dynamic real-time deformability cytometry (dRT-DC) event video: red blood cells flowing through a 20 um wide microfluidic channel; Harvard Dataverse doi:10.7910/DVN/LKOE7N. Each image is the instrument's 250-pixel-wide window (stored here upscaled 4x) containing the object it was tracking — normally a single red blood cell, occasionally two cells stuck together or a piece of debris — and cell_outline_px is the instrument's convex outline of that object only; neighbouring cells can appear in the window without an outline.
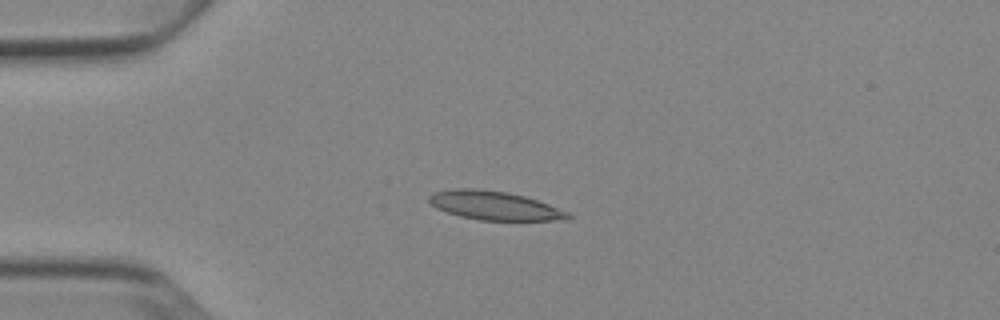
{"species": "Egyptian fruit bat (a non-hibernating species)", "species_latin": "Rousettus aegyptiacus", "temperature_condition": "cold", "stored_images_in_passage": 7, "camera_frame_rate_fps": 3000, "um_per_image_px": 0.085, "animal": {"sex": "female"}, "frame": {"image": 1, "passage_image": 3, "time_ms": 2.333, "image_size_px": [1000, 320], "cell_outline_px": [[572, 216], [568, 220], [480, 220], [460, 216], [436, 208], [428, 200], [428, 196], [432, 192], [452, 188], [476, 188], [508, 192], [524, 196], [548, 204], [568, 212]], "centroid_in_image_um": [42.0, 17.46], "position_along_channel_um": 43.0, "area_um2": 23.29}}
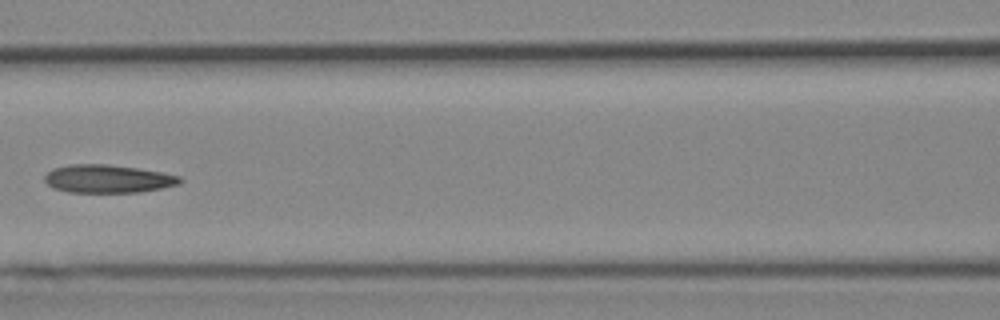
{"frame": {"image": 2, "passage_image": 6, "time_ms": 6.0, "image_size_px": [1000, 320], "cell_outline_px": [[184, 180], [180, 184], [140, 192], [68, 192], [52, 188], [44, 180], [44, 176], [52, 168], [68, 164], [108, 164], [136, 168], [160, 172], [180, 176]], "centroid_in_image_um": [9.14, 15.19], "position_along_channel_um": 157.5, "area_um2": 22.2}}
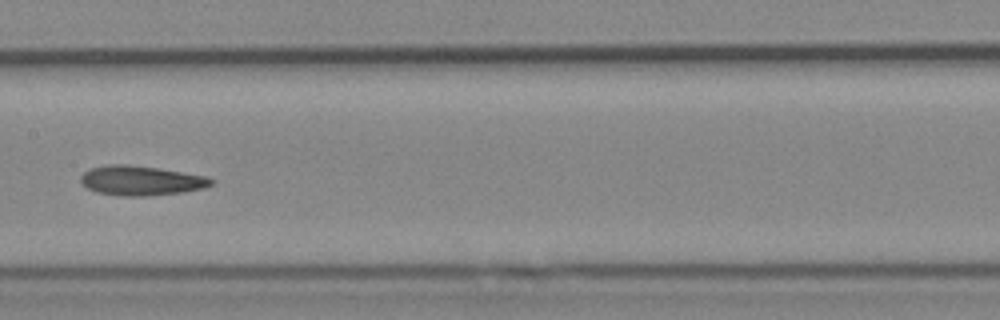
{"frame": {"image": 3, "passage_image": 7, "time_ms": 7.0, "image_size_px": [1000, 320], "cell_outline_px": [[216, 180], [212, 184], [204, 188], [180, 192], [148, 196], [120, 196], [96, 192], [80, 184], [80, 176], [88, 168], [104, 164], [124, 164], [156, 168], [204, 176]], "centroid_in_image_um": [11.91, 15.35], "position_along_channel_um": 195.5, "area_um2": 22.54}}